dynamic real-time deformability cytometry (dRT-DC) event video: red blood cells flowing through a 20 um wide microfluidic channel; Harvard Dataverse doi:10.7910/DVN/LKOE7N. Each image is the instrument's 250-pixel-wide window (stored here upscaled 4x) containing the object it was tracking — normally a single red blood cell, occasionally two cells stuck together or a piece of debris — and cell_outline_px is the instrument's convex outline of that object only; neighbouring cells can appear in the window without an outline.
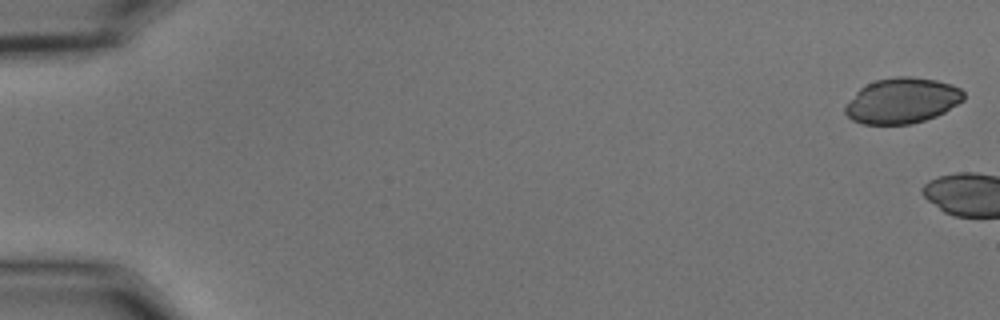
{"species": "common noctule bat (a hibernating species)", "species_latin": "Nyctalus noctula", "temperature_condition": "cold", "stored_images_in_passage": 5, "camera_frame_rate_fps": 3000, "um_per_image_px": 0.085, "animal": {"sex": "male", "body_mass_g": 15.6}, "frame": {"image": 1, "passage_image": 1, "time_ms": 0.0, "image_size_px": [1000, 320], "cell_outline_px": [[964, 100], [944, 112], [936, 116], [912, 124], [864, 124], [852, 120], [844, 112], [844, 108], [856, 92], [860, 88], [876, 80], [896, 76], [912, 76], [936, 80], [952, 84], [960, 88], [964, 92]], "centroid_in_image_um": [76.7, 8.55], "position_along_channel_um": 8.3, "area_um2": 31.39}}